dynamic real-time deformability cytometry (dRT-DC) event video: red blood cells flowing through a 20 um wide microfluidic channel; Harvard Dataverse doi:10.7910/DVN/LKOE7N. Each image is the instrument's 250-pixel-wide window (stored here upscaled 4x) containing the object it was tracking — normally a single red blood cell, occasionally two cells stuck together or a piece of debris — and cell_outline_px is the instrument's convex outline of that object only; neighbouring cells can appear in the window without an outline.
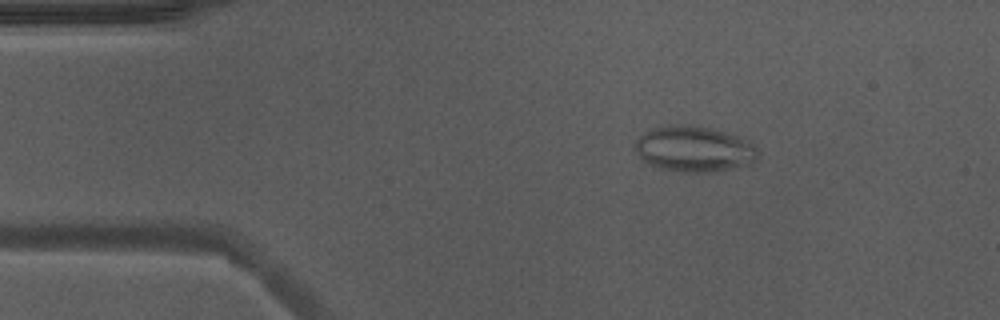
{"species": "Egyptian fruit bat (a non-hibernating species)", "species_latin": "Rousettus aegyptiacus", "temperature_condition": "warm", "stored_images_in_passage": 51, "camera_frame_rate_fps": 3000, "um_per_image_px": 0.085, "animal": {"sex": "male"}, "frame": {"image": 1, "passage_image": 8, "time_ms": 2.333, "image_size_px": [1000, 320], "cell_outline_px": [[760, 152], [756, 160], [752, 164], [712, 172], [684, 172], [656, 168], [648, 164], [632, 148], [632, 144], [644, 132], [652, 128], [668, 124], [696, 124], [724, 132], [736, 136], [752, 144]], "centroid_in_image_um": [58.95, 12.66], "position_along_channel_um": 26.1, "area_um2": 33.18}}
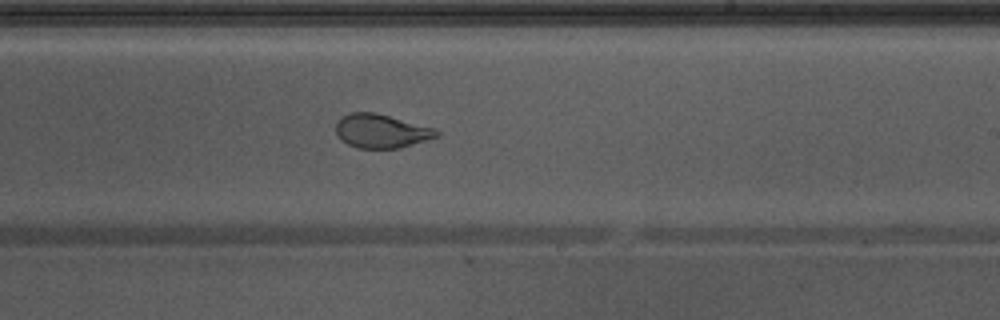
{"frame": {"image": 2, "passage_image": 30, "time_ms": 9.667, "image_size_px": [1000, 320], "cell_outline_px": [[440, 136], [400, 148], [356, 148], [348, 144], [336, 132], [336, 124], [344, 116], [352, 112], [376, 112], [436, 128], [440, 132]], "centroid_in_image_um": [32.47, 11.14], "position_along_channel_um": 256.5, "area_um2": 19.77}, "authors_computed_cell_mechanics": {"area_um2": 24.9118, "velocity_mm_per_s": 3.9378, "shape_relaxation_time_tau1_ms": null, "shape_relaxation_time_tau2_ms": 0.8881, "deformation_change_tau1": null, "deformation_change_tau2": 0.067}}